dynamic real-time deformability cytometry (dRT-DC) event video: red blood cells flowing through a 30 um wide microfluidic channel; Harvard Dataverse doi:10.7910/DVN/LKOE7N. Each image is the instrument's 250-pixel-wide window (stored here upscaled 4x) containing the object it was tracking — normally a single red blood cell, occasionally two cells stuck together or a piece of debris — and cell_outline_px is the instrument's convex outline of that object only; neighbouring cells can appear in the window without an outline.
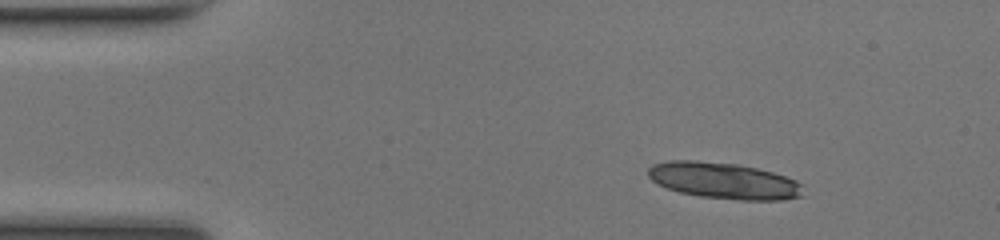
{"species": "common noctule bat (a hibernating species)", "species_latin": "Nyctalus noctula", "temperature_condition": "room temperature", "stored_images_in_passage": 28, "segment_of_instrument_passage": [1, 2], "camera_frame_rate_fps": 3000, "um_per_image_px": 0.085, "animal": {"sex": "female", "body_mass_g": 17.0, "forearm_length_mm": 48.0}, "frame": {"image": 1, "passage_image": 1, "time_ms": 0.0, "image_size_px": [1000, 240], "cell_outline_px": [[804, 196], [784, 200], [740, 200], [700, 196], [680, 192], [656, 184], [648, 176], [648, 168], [652, 164], [668, 160], [696, 160], [736, 164], [756, 168], [772, 172], [796, 180], [804, 184]], "centroid_in_image_um": [61.55, 15.36], "position_along_channel_um": 23.4, "area_um2": 33.06}}